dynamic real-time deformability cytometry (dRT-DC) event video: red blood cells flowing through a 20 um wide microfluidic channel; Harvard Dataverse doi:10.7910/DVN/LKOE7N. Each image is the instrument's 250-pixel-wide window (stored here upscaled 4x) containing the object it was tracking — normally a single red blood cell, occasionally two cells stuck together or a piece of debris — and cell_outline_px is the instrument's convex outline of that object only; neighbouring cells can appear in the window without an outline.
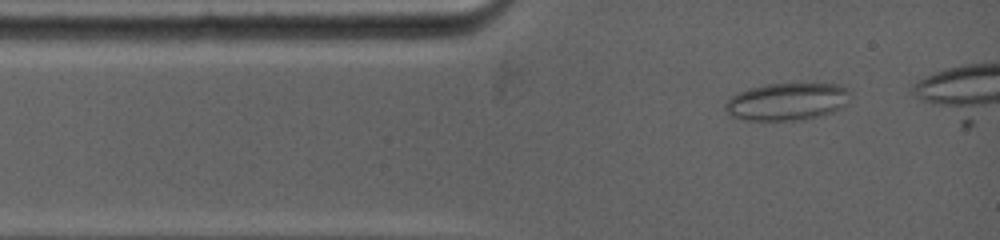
{"species": "common noctule bat (a hibernating species)", "species_latin": "Nyctalus noctula", "temperature_condition": "warm", "stored_images_in_passage": 77, "camera_frame_rate_fps": 5000, "um_per_image_px": 0.085, "animal": {"sex": "female", "body_mass_g": 19.0, "forearm_length_mm": 53.3}, "frame": {"image": 1, "passage_image": 7, "time_ms": 0.8, "image_size_px": [1000, 240], "cell_outline_px": [[852, 92], [848, 104], [844, 108], [824, 116], [800, 120], [744, 120], [728, 116], [724, 108], [724, 104], [736, 92], [748, 88], [768, 84], [840, 84]], "centroid_in_image_um": [66.93, 8.65], "position_along_channel_um": 18.1, "area_um2": 27.92}}
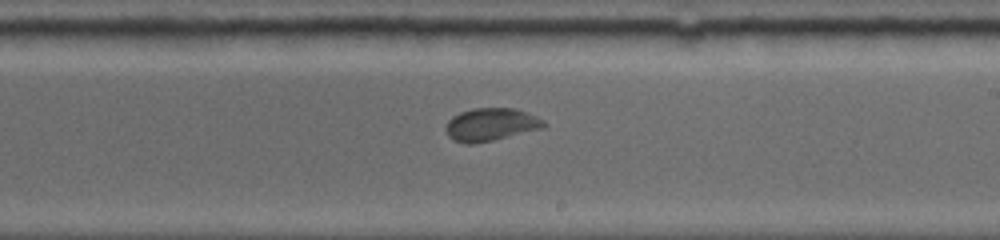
{"frame": {"image": 2, "passage_image": 51, "time_ms": 7.2, "image_size_px": [1000, 240], "cell_outline_px": [[548, 124], [544, 128], [492, 140], [472, 144], [464, 144], [452, 140], [448, 136], [444, 128], [448, 120], [452, 116], [460, 112], [472, 108], [516, 108], [528, 112], [544, 120]], "centroid_in_image_um": [41.71, 10.58], "position_along_channel_um": 247.3, "area_um2": 19.02}}
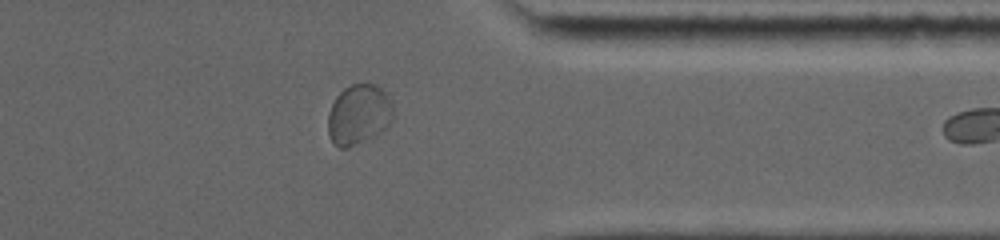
{"frame": {"image": 3, "passage_image": 76, "time_ms": 10.8, "image_size_px": [1000, 240], "cell_outline_px": [[396, 116], [380, 132], [348, 148], [340, 148], [332, 144], [328, 132], [328, 112], [336, 96], [344, 88], [352, 84], [376, 84], [388, 96], [392, 104]], "centroid_in_image_um": [30.49, 9.73], "position_along_channel_um": 380.9, "area_um2": 22.95}}